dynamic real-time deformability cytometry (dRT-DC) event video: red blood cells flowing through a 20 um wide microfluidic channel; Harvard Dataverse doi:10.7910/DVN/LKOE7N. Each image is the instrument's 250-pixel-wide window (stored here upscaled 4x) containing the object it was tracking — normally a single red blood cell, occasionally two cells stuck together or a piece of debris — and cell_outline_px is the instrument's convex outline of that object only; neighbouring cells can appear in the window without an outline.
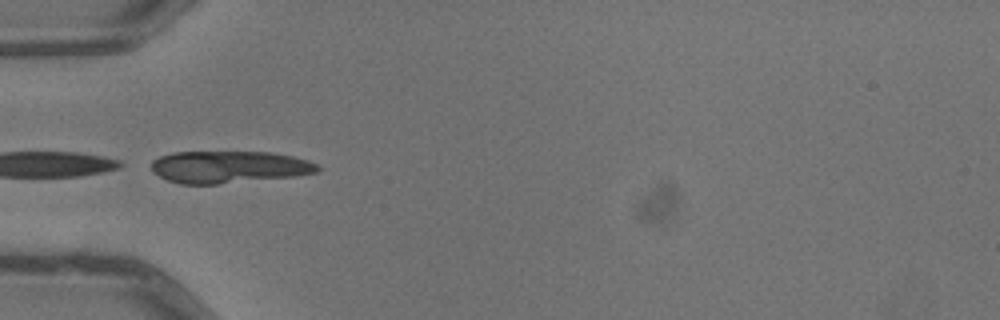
{"species": "common noctule bat (a hibernating species)", "species_latin": "Nyctalus noctula", "temperature_condition": "warm", "stored_images_in_passage": 1, "camera_frame_rate_fps": 3000, "um_per_image_px": 0.085, "animal": {"sex": "male", "body_mass_g": 13.3}, "frame": {"image": 1, "passage_image": 1, "time_ms": 0.0, "image_size_px": [1000, 320], "cell_outline_px": [[320, 172], [296, 176], [216, 184], [180, 184], [168, 180], [152, 172], [152, 160], [160, 156], [172, 152], [268, 152], [292, 156], [308, 160], [316, 164], [320, 168]], "centroid_in_image_um": [19.46, 14.19], "position_along_channel_um": 65.5, "area_um2": 31.15}}